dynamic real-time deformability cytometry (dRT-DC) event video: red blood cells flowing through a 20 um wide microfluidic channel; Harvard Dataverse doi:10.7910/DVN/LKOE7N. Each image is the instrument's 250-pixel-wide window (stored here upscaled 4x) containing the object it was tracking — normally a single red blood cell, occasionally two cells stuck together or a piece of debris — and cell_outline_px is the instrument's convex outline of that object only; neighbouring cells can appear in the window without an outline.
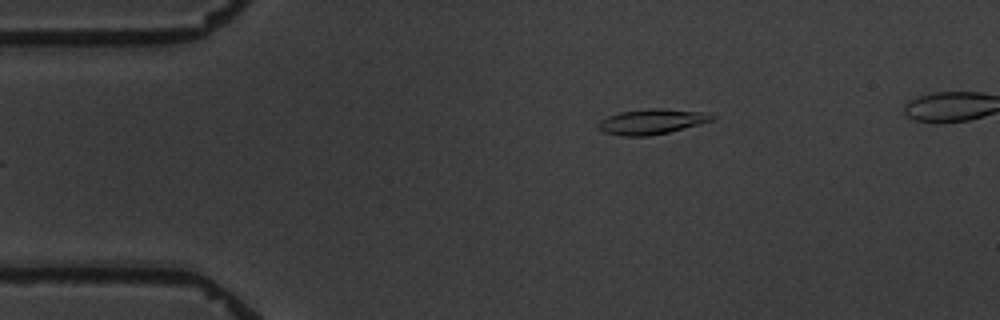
{"species": "common noctule bat (a hibernating species)", "species_latin": "Nyctalus noctula", "temperature_condition": "warm", "stored_images_in_passage": 5, "camera_frame_rate_fps": 3000, "um_per_image_px": 0.085, "animal": {"sex": "male", "body_mass_g": 19.5, "forearm_length_mm": 54.6}, "frame": {"image": 1, "passage_image": 5, "time_ms": 4.667, "image_size_px": [1000, 320], "cell_outline_px": [[716, 116], [712, 120], [700, 124], [668, 132], [648, 136], [624, 136], [604, 132], [596, 128], [596, 124], [600, 120], [608, 116], [620, 112], [648, 108], [664, 108], [708, 112]], "centroid_in_image_um": [55.39, 10.32], "position_along_channel_um": 29.6, "area_um2": 16.88}}